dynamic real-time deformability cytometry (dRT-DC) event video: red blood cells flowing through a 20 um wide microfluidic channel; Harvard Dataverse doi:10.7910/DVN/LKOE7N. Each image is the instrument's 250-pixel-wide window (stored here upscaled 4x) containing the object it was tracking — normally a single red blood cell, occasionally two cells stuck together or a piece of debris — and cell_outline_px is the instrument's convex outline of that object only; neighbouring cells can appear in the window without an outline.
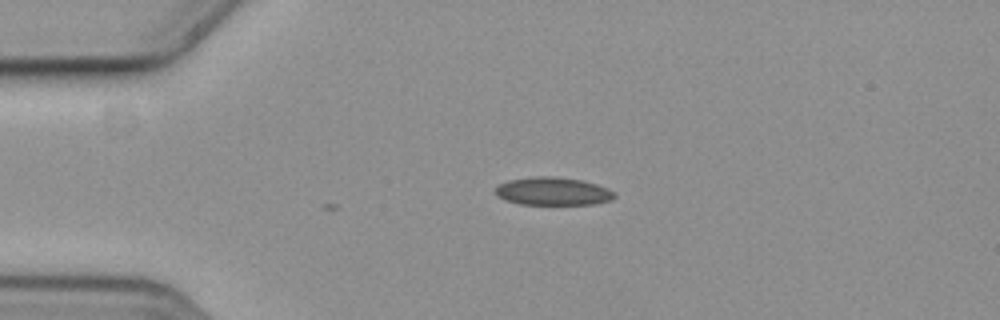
{"species": "common noctule bat (a hibernating species)", "species_latin": "Nyctalus noctula", "temperature_condition": "cold", "stored_images_in_passage": 2, "camera_frame_rate_fps": 3000, "um_per_image_px": 0.085, "animal": {"sex": "female", "body_mass_g": 19.3, "forearm_length_mm": 54.1}, "frame": {"image": 1, "passage_image": 1, "time_ms": 0.0, "image_size_px": [1000, 320], "cell_outline_px": [[616, 196], [612, 200], [596, 204], [520, 204], [504, 200], [496, 196], [496, 188], [500, 184], [508, 180], [536, 176], [552, 176], [584, 180], [608, 188], [616, 192]], "centroid_in_image_um": [47.03, 16.26], "position_along_channel_um": 38.0, "area_um2": 19.59}}